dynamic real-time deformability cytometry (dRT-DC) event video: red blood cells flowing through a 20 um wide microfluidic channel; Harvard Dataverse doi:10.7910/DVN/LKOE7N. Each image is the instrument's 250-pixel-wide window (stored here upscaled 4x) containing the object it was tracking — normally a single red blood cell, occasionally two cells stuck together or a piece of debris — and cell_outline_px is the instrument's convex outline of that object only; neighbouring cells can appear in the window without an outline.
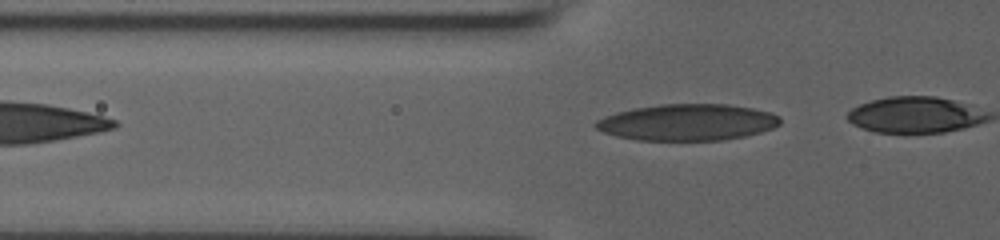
{"species": "human", "species_latin": "Homo sapiens", "temperature_condition": "room temperature", "stored_images_in_passage": 3, "segment_of_instrument_passage": [2, 2], "camera_frame_rate_fps": 3000, "um_per_image_px": 0.085, "donor": {"sex": "male"}, "frame": {"image": 1, "passage_image": 3, "time_ms": 0.667, "image_size_px": [1000, 240], "cell_outline_px": [[780, 124], [772, 128], [760, 132], [744, 136], [720, 140], [636, 140], [616, 136], [604, 132], [596, 128], [592, 124], [596, 120], [604, 116], [616, 112], [632, 108], [660, 104], [728, 104], [752, 108], [772, 112], [780, 116]], "centroid_in_image_um": [58.41, 10.39], "position_along_channel_um": 67.4, "area_um2": 39.3}}